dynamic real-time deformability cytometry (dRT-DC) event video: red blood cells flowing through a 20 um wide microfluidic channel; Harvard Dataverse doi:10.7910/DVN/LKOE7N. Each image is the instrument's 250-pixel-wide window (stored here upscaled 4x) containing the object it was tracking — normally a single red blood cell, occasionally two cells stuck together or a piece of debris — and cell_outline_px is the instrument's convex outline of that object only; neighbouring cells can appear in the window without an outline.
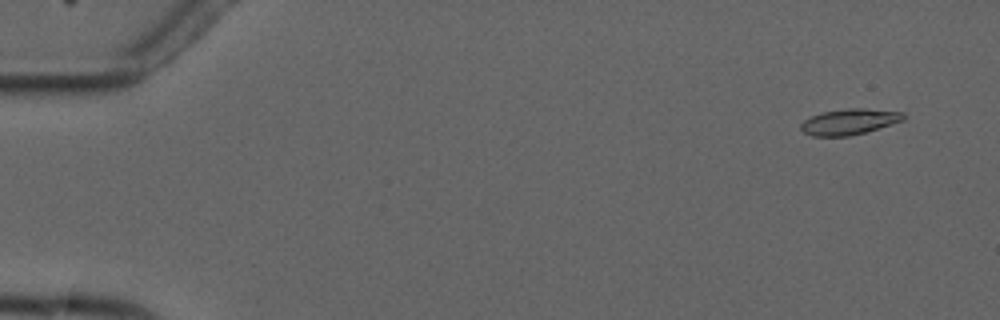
{"species": "common noctule bat (a hibernating species)", "species_latin": "Nyctalus noctula", "temperature_condition": "cold", "stored_images_in_passage": 7, "camera_frame_rate_fps": 3000, "um_per_image_px": 0.085, "animal": {"sex": "male", "forearm_length_mm": 52.5}, "frame": {"image": 1, "passage_image": 2, "time_ms": 1.0, "image_size_px": [1000, 320], "cell_outline_px": [[904, 120], [864, 132], [848, 136], [812, 136], [804, 132], [800, 128], [800, 124], [804, 120], [812, 116], [824, 112], [848, 108], [864, 108], [904, 112]], "centroid_in_image_um": [72.18, 10.34], "position_along_channel_um": 12.8, "area_um2": 15.2}}
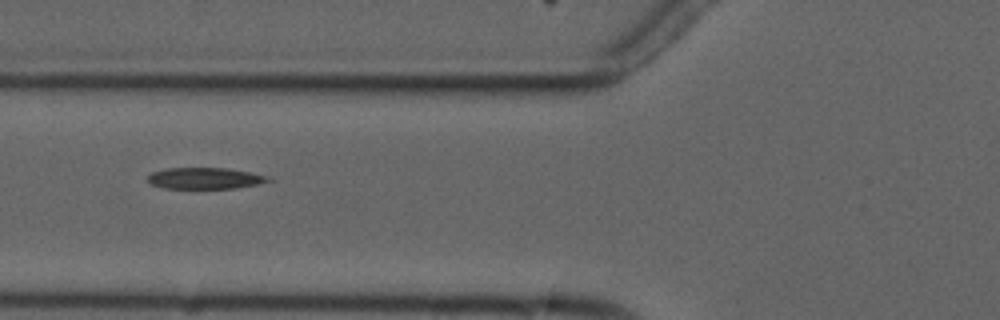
{"frame": {"image": 2, "passage_image": 7, "time_ms": 7.0, "image_size_px": [1000, 320], "cell_outline_px": [[276, 180], [236, 188], [164, 188], [152, 184], [148, 180], [148, 176], [152, 172], [168, 168], [224, 168], [272, 176]], "centroid_in_image_um": [17.49, 15.15], "position_along_channel_um": 108.3, "area_um2": 14.91}}